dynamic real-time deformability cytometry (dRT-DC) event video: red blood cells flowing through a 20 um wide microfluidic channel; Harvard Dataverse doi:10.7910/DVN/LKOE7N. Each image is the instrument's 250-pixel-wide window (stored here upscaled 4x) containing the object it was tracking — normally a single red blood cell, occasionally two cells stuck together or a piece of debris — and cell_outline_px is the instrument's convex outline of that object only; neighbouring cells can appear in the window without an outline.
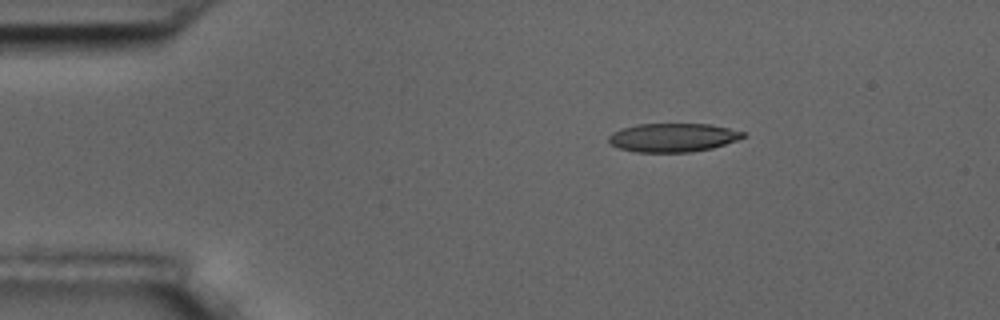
{"species": "common noctule bat (a hibernating species)", "species_latin": "Nyctalus noctula", "temperature_condition": "room temperature", "stored_images_in_passage": 4, "camera_frame_rate_fps": 3000, "um_per_image_px": 0.085, "animal": {"sex": "male", "body_mass_g": 17.5, "forearm_length_mm": 52.3}, "frame": {"image": 1, "passage_image": 2, "time_ms": 2.0, "image_size_px": [1000, 320], "cell_outline_px": [[744, 136], [736, 140], [712, 148], [692, 152], [636, 152], [620, 148], [612, 144], [608, 140], [608, 136], [612, 132], [620, 128], [636, 124], [712, 124], [744, 132]], "centroid_in_image_um": [57.16, 11.68], "position_along_channel_um": 27.8, "area_um2": 22.37}}
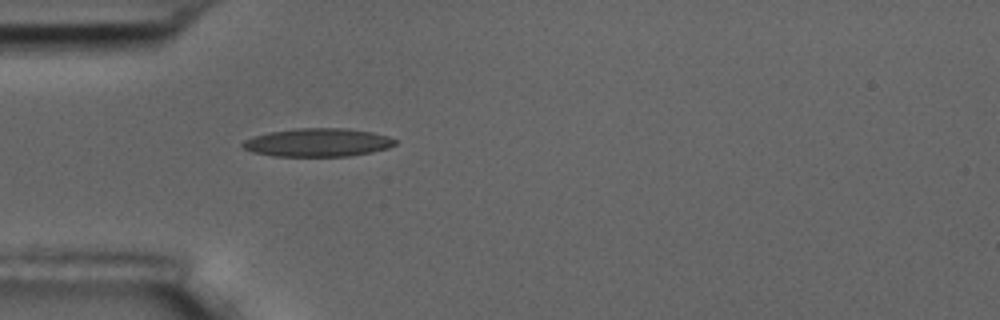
{"frame": {"image": 2, "passage_image": 4, "time_ms": 4.333, "image_size_px": [1000, 320], "cell_outline_px": [[396, 144], [388, 148], [372, 152], [348, 156], [272, 156], [252, 152], [244, 148], [240, 144], [244, 140], [252, 136], [268, 132], [296, 128], [348, 128], [372, 132], [388, 136], [396, 140]], "centroid_in_image_um": [26.99, 12.11], "position_along_channel_um": 58.0, "area_um2": 25.32}}